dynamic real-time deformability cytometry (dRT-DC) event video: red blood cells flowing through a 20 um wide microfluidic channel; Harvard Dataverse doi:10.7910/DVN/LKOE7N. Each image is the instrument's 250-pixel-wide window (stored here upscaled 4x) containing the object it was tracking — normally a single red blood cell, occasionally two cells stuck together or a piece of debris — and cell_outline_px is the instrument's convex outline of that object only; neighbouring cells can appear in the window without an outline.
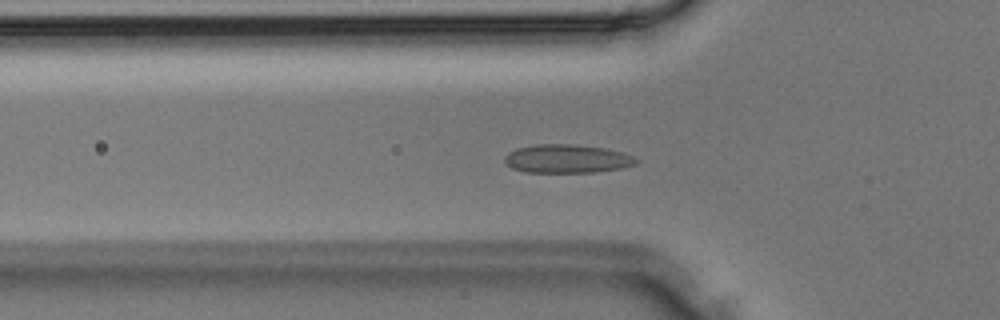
{"species": "Egyptian fruit bat (a non-hibernating species)", "species_latin": "Rousettus aegyptiacus", "temperature_condition": "room temperature", "stored_images_in_passage": 34, "camera_frame_rate_fps": 3000, "um_per_image_px": 0.085, "animal": {"sex": "male"}, "frame": {"image": 1, "passage_image": 10, "time_ms": 3.0, "image_size_px": [1000, 320], "cell_outline_px": [[640, 160], [636, 164], [620, 168], [592, 172], [524, 172], [512, 168], [504, 160], [504, 156], [508, 152], [516, 148], [536, 144], [572, 144], [604, 148], [624, 152]], "centroid_in_image_um": [48.18, 13.49], "position_along_channel_um": 77.6, "area_um2": 21.85}}
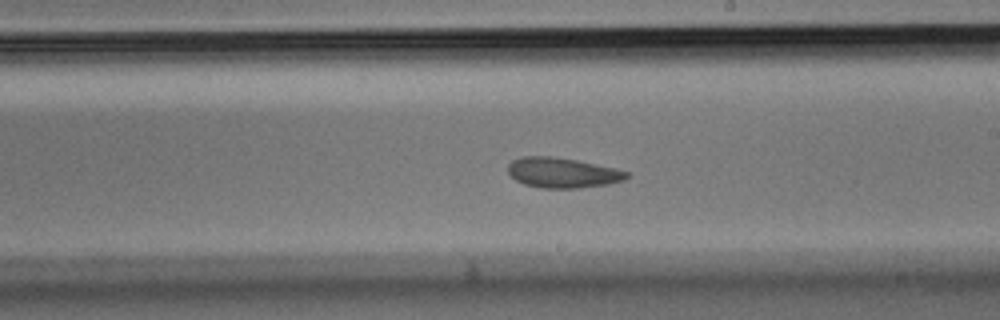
{"frame": {"image": 2, "passage_image": 19, "time_ms": 6.0, "image_size_px": [1000, 320], "cell_outline_px": [[628, 176], [624, 180], [608, 184], [580, 188], [540, 188], [524, 184], [516, 180], [508, 172], [508, 164], [512, 160], [520, 156], [552, 156], [576, 160], [596, 164], [628, 172]], "centroid_in_image_um": [47.77, 14.68], "position_along_channel_um": 241.2, "area_um2": 20.81}}
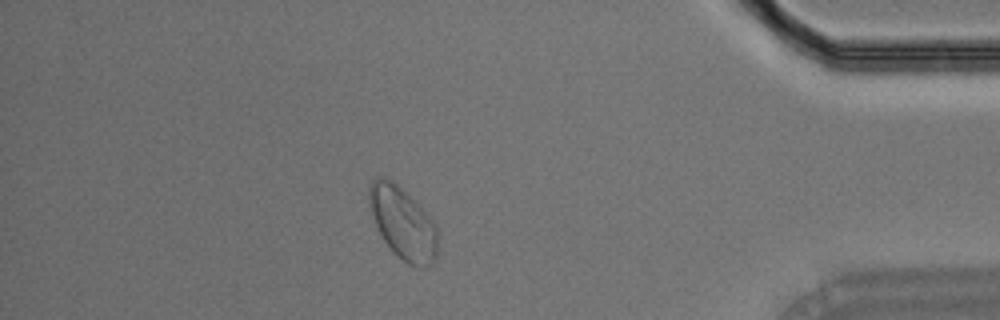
{"frame": {"image": 3, "passage_image": 30, "time_ms": 9.667, "image_size_px": [1000, 320], "cell_outline_px": [[436, 256], [432, 264], [428, 268], [416, 268], [408, 264], [392, 252], [384, 240], [372, 216], [368, 200], [368, 188], [372, 180], [380, 176], [392, 180], [432, 220], [436, 228]], "centroid_in_image_um": [34.21, 19.01], "position_along_channel_um": 401.0, "area_um2": 28.32}}